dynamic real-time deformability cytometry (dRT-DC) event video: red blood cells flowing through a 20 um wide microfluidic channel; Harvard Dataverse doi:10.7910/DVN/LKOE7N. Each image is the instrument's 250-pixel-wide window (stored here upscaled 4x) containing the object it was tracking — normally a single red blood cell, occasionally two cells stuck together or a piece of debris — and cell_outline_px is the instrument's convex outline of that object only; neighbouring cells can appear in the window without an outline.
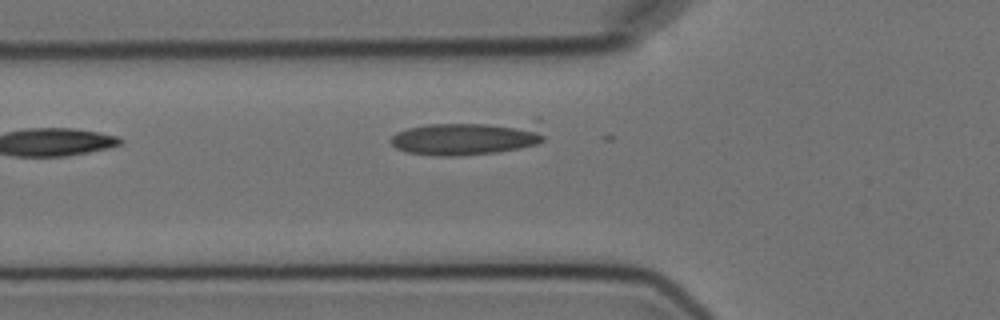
{"species": "Egyptian fruit bat (a non-hibernating species)", "species_latin": "Rousettus aegyptiacus", "temperature_condition": "cold", "stored_images_in_passage": 3, "camera_frame_rate_fps": 3000, "um_per_image_px": 0.085, "animal": {"sex": "female"}, "frame": {"image": 1, "passage_image": 3, "time_ms": 2.667, "image_size_px": [1000, 320], "cell_outline_px": [[544, 140], [536, 144], [520, 148], [496, 152], [452, 156], [436, 156], [408, 152], [396, 148], [388, 140], [396, 132], [408, 128], [428, 124], [536, 116], [540, 120], [544, 136]], "centroid_in_image_um": [39.94, 11.63], "position_along_channel_um": 85.9, "area_um2": 32.48}}